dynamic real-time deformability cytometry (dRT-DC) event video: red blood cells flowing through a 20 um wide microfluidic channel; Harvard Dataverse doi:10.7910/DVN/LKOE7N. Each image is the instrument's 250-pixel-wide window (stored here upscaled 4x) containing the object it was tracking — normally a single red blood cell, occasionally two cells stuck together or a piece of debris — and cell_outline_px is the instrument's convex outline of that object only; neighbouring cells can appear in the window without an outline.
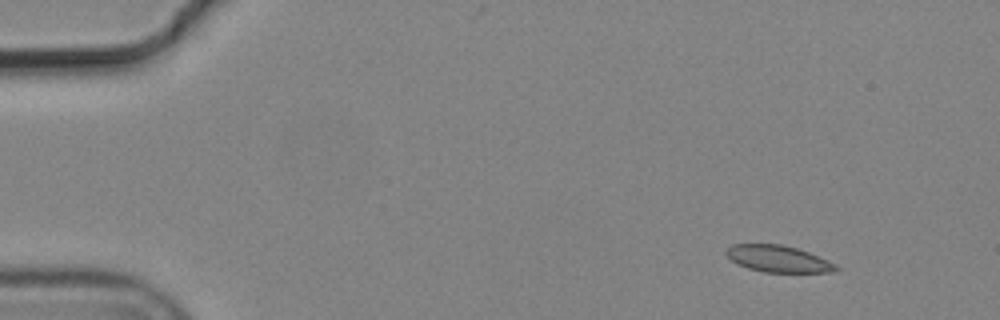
{"species": "common noctule bat (a hibernating species)", "species_latin": "Nyctalus noctula", "temperature_condition": "cold", "stored_images_in_passage": 4, "camera_frame_rate_fps": 3000, "um_per_image_px": 0.085, "animal": {"sex": "male", "body_mass_g": 19.2, "forearm_length_mm": 51.8}, "frame": {"image": 1, "passage_image": 1, "time_ms": 0.0, "image_size_px": [1000, 320], "cell_outline_px": [[840, 268], [832, 272], [764, 272], [748, 268], [732, 260], [724, 252], [732, 244], [780, 244], [796, 248], [808, 252], [828, 260], [836, 264]], "centroid_in_image_um": [66.16, 22.0], "position_along_channel_um": 18.8, "area_um2": 16.88}}
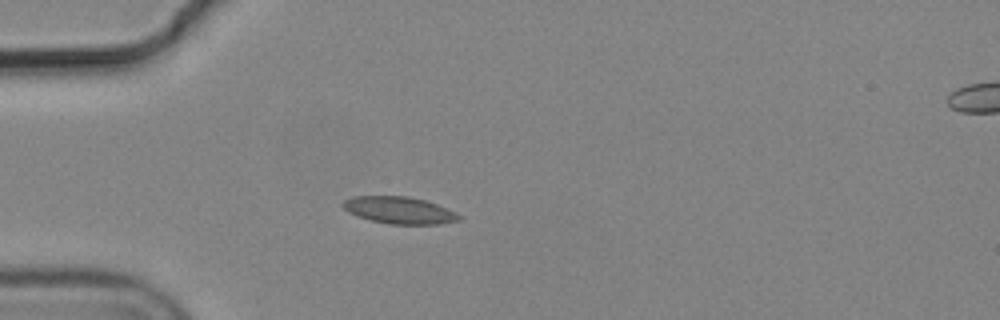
{"frame": {"image": 2, "passage_image": 3, "time_ms": 0.667, "image_size_px": [1000, 320], "cell_outline_px": [[460, 220], [436, 224], [388, 224], [372, 220], [348, 212], [344, 208], [344, 200], [352, 196], [408, 196], [424, 200], [436, 204], [456, 212], [460, 216]], "centroid_in_image_um": [33.94, 17.86], "position_along_channel_um": 51.1, "area_um2": 17.98}}